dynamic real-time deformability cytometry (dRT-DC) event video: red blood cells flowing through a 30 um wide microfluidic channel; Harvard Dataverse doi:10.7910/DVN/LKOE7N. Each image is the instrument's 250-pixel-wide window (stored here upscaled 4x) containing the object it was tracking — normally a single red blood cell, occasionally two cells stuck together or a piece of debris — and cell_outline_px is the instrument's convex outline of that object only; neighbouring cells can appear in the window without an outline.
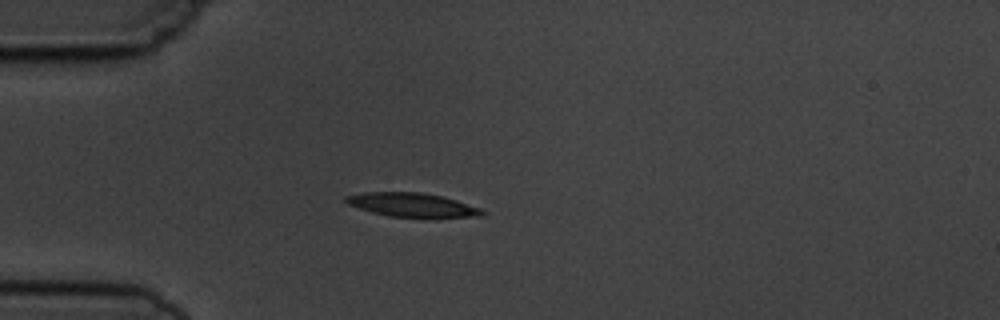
{"species": "common noctule bat (a hibernating species)", "species_latin": "Nyctalus noctula", "temperature_condition": "cold", "stored_images_in_passage": 1, "camera_frame_rate_fps": 3000, "um_per_image_px": 0.085, "animal": {"sex": "male", "body_mass_g": 19.5, "forearm_length_mm": 54.6}, "frame": {"image": 1, "passage_image": 1, "time_ms": 0.0, "image_size_px": [1000, 320], "cell_outline_px": [[484, 216], [388, 216], [372, 212], [348, 204], [344, 200], [344, 196], [364, 192], [420, 192], [444, 196], [480, 208], [484, 212]], "centroid_in_image_um": [34.98, 17.39], "position_along_channel_um": 50.0, "area_um2": 18.5}}